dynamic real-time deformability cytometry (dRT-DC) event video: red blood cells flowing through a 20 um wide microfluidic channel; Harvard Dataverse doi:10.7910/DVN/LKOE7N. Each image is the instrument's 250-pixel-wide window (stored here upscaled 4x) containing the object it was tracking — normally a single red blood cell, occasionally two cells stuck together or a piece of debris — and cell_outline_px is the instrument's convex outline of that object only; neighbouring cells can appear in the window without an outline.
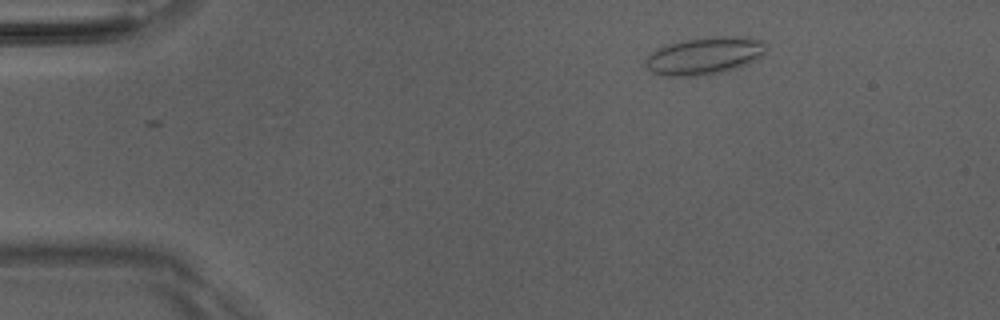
{"species": "Egyptian fruit bat (a non-hibernating species)", "species_latin": "Rousettus aegyptiacus", "temperature_condition": "room temperature", "stored_images_in_passage": 44, "camera_frame_rate_fps": 3000, "um_per_image_px": 0.085, "animal": {"sex": "male"}, "frame": {"image": 1, "passage_image": 1, "time_ms": 0.0, "image_size_px": [1000, 320], "cell_outline_px": [[768, 44], [764, 52], [756, 60], [748, 64], [736, 68], [720, 72], [696, 76], [660, 76], [652, 72], [644, 64], [644, 60], [652, 52], [664, 44], [680, 40], [716, 36], [736, 36], [764, 40]], "centroid_in_image_um": [59.86, 4.73], "position_along_channel_um": 25.1, "area_um2": 26.59}}
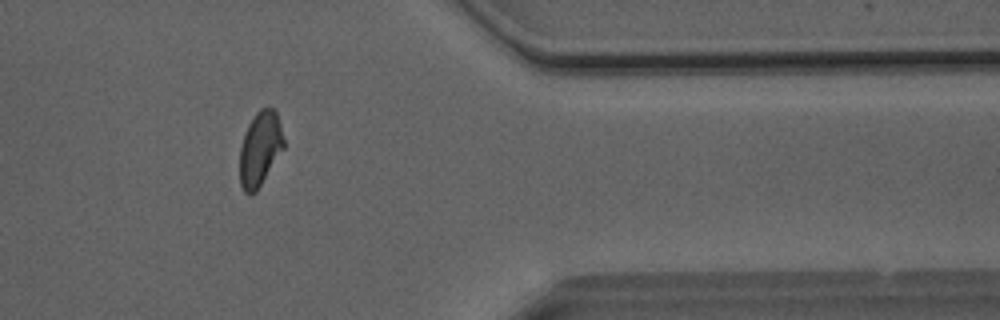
{"frame": {"image": 2, "passage_image": 35, "time_ms": 11.333, "image_size_px": [1000, 320], "cell_outline_px": [[284, 148], [256, 192], [248, 196], [244, 192], [240, 184], [240, 148], [248, 124], [256, 112], [260, 108], [272, 108], [276, 112], [280, 124], [284, 140]], "centroid_in_image_um": [22.1, 12.67], "position_along_channel_um": 389.3, "area_um2": 19.02}}
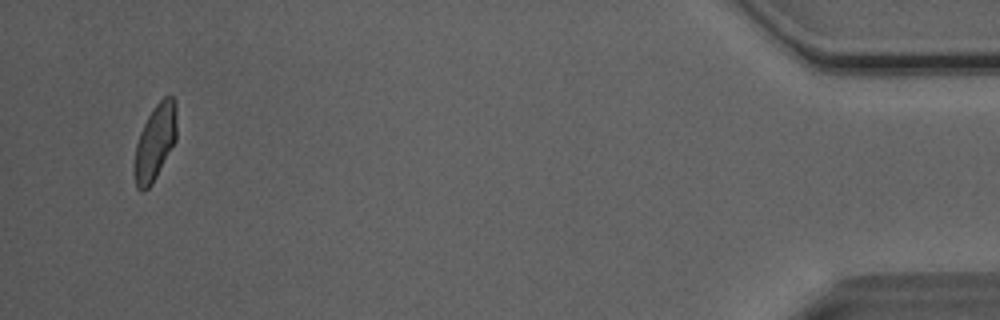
{"frame": {"image": 3, "passage_image": 42, "time_ms": 13.667, "image_size_px": [1000, 320], "cell_outline_px": [[176, 140], [152, 184], [144, 192], [140, 192], [136, 188], [132, 172], [132, 164], [136, 144], [140, 132], [148, 116], [156, 104], [164, 96], [172, 96], [176, 100]], "centroid_in_image_um": [13.14, 12.15], "position_along_channel_um": 422.1, "area_um2": 19.07}, "authors_computed_cell_mechanics": {"area_um2": 19.6809, "velocity_mm_per_s": 4.0541, "shape_relaxation_time_tau1_ms": null, "shape_relaxation_time_tau2_ms": 1.0458, "deformation_change_tau1": null, "deformation_change_tau2": 0.0591}}